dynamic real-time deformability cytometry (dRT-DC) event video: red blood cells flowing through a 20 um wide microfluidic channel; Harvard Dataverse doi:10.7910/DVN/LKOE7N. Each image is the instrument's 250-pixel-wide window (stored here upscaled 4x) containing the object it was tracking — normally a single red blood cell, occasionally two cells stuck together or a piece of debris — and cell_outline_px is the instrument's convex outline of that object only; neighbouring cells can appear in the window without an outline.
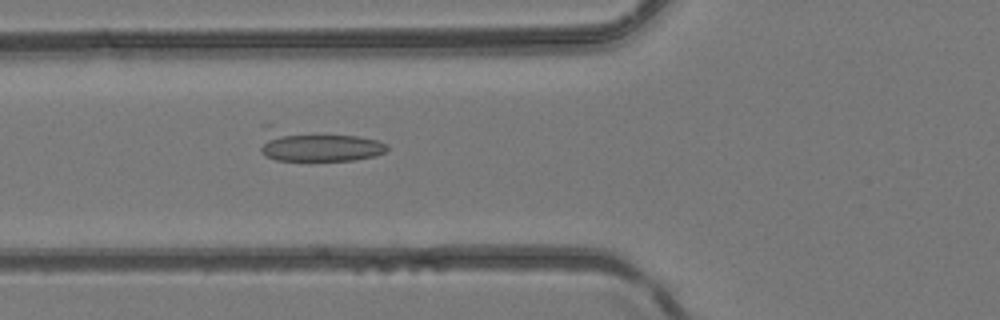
{"species": "common noctule bat (a hibernating species)", "species_latin": "Nyctalus noctula", "temperature_condition": "room temperature", "stored_images_in_passage": 43, "camera_frame_rate_fps": 3000, "um_per_image_px": 0.085, "animal": {"sex": "female", "body_mass_g": 24.6, "forearm_length_mm": 56.2}, "frame": {"image": 1, "passage_image": 18, "time_ms": 5.667, "image_size_px": [1000, 320], "cell_outline_px": [[388, 148], [384, 152], [376, 156], [356, 160], [276, 160], [260, 152], [260, 124], [272, 124], [356, 136], [380, 140], [388, 144]], "centroid_in_image_um": [26.82, 12.3], "position_along_channel_um": 99.0, "area_um2": 24.8}}
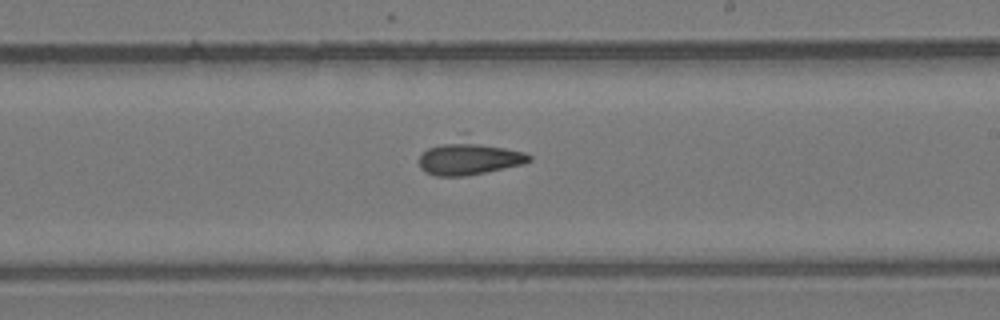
{"frame": {"image": 2, "passage_image": 28, "time_ms": 9.0, "image_size_px": [1000, 320], "cell_outline_px": [[532, 160], [524, 164], [464, 176], [436, 176], [424, 172], [420, 168], [420, 156], [428, 148], [464, 132], [468, 132], [524, 152], [532, 156]], "centroid_in_image_um": [39.92, 13.3], "position_along_channel_um": 249.1, "area_um2": 23.29}}
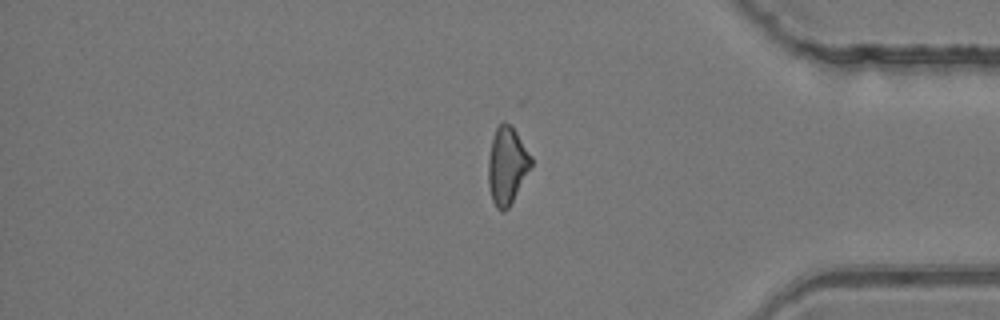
{"frame": {"image": 3, "passage_image": 39, "time_ms": 12.667, "image_size_px": [1000, 320], "cell_outline_px": [[532, 164], [508, 208], [504, 212], [500, 212], [496, 208], [492, 200], [488, 184], [488, 160], [492, 140], [496, 128], [504, 120], [512, 124], [532, 156]], "centroid_in_image_um": [43.09, 14.04], "position_along_channel_um": 392.1, "area_um2": 19.31}}